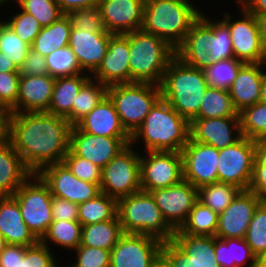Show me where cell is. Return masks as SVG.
<instances>
[{
    "label": "cell",
    "instance_id": "65",
    "mask_svg": "<svg viewBox=\"0 0 266 267\" xmlns=\"http://www.w3.org/2000/svg\"><path fill=\"white\" fill-rule=\"evenodd\" d=\"M256 267H266V249L256 257Z\"/></svg>",
    "mask_w": 266,
    "mask_h": 267
},
{
    "label": "cell",
    "instance_id": "6",
    "mask_svg": "<svg viewBox=\"0 0 266 267\" xmlns=\"http://www.w3.org/2000/svg\"><path fill=\"white\" fill-rule=\"evenodd\" d=\"M117 216L123 233L150 235L162 242L171 241L175 233L150 192L141 190L117 200Z\"/></svg>",
    "mask_w": 266,
    "mask_h": 267
},
{
    "label": "cell",
    "instance_id": "58",
    "mask_svg": "<svg viewBox=\"0 0 266 267\" xmlns=\"http://www.w3.org/2000/svg\"><path fill=\"white\" fill-rule=\"evenodd\" d=\"M19 266V245L6 244L0 252V267Z\"/></svg>",
    "mask_w": 266,
    "mask_h": 267
},
{
    "label": "cell",
    "instance_id": "29",
    "mask_svg": "<svg viewBox=\"0 0 266 267\" xmlns=\"http://www.w3.org/2000/svg\"><path fill=\"white\" fill-rule=\"evenodd\" d=\"M90 77V74L83 73L55 78L48 113L67 118L71 114L77 94Z\"/></svg>",
    "mask_w": 266,
    "mask_h": 267
},
{
    "label": "cell",
    "instance_id": "8",
    "mask_svg": "<svg viewBox=\"0 0 266 267\" xmlns=\"http://www.w3.org/2000/svg\"><path fill=\"white\" fill-rule=\"evenodd\" d=\"M28 229L40 240L53 221L52 194L48 185L33 173L13 195Z\"/></svg>",
    "mask_w": 266,
    "mask_h": 267
},
{
    "label": "cell",
    "instance_id": "15",
    "mask_svg": "<svg viewBox=\"0 0 266 267\" xmlns=\"http://www.w3.org/2000/svg\"><path fill=\"white\" fill-rule=\"evenodd\" d=\"M130 143L131 137L96 136L81 131L76 125L70 130L69 149L102 169Z\"/></svg>",
    "mask_w": 266,
    "mask_h": 267
},
{
    "label": "cell",
    "instance_id": "64",
    "mask_svg": "<svg viewBox=\"0 0 266 267\" xmlns=\"http://www.w3.org/2000/svg\"><path fill=\"white\" fill-rule=\"evenodd\" d=\"M259 101L262 103H266V67L264 69V77H263V82L261 86Z\"/></svg>",
    "mask_w": 266,
    "mask_h": 267
},
{
    "label": "cell",
    "instance_id": "38",
    "mask_svg": "<svg viewBox=\"0 0 266 267\" xmlns=\"http://www.w3.org/2000/svg\"><path fill=\"white\" fill-rule=\"evenodd\" d=\"M241 191L236 185L224 182H214L198 189V200L211 208L218 215L221 214Z\"/></svg>",
    "mask_w": 266,
    "mask_h": 267
},
{
    "label": "cell",
    "instance_id": "47",
    "mask_svg": "<svg viewBox=\"0 0 266 267\" xmlns=\"http://www.w3.org/2000/svg\"><path fill=\"white\" fill-rule=\"evenodd\" d=\"M17 13L3 20L23 41L30 46L42 29L38 20L31 14L23 11L20 7Z\"/></svg>",
    "mask_w": 266,
    "mask_h": 267
},
{
    "label": "cell",
    "instance_id": "50",
    "mask_svg": "<svg viewBox=\"0 0 266 267\" xmlns=\"http://www.w3.org/2000/svg\"><path fill=\"white\" fill-rule=\"evenodd\" d=\"M74 252L75 260L68 267H110V251L97 247L79 245Z\"/></svg>",
    "mask_w": 266,
    "mask_h": 267
},
{
    "label": "cell",
    "instance_id": "40",
    "mask_svg": "<svg viewBox=\"0 0 266 267\" xmlns=\"http://www.w3.org/2000/svg\"><path fill=\"white\" fill-rule=\"evenodd\" d=\"M244 64L234 57L211 63L203 70L205 80L210 87L229 90Z\"/></svg>",
    "mask_w": 266,
    "mask_h": 267
},
{
    "label": "cell",
    "instance_id": "66",
    "mask_svg": "<svg viewBox=\"0 0 266 267\" xmlns=\"http://www.w3.org/2000/svg\"><path fill=\"white\" fill-rule=\"evenodd\" d=\"M145 4L149 3V2H154V1H158V0H143ZM174 1H180V2H191V0H174Z\"/></svg>",
    "mask_w": 266,
    "mask_h": 267
},
{
    "label": "cell",
    "instance_id": "53",
    "mask_svg": "<svg viewBox=\"0 0 266 267\" xmlns=\"http://www.w3.org/2000/svg\"><path fill=\"white\" fill-rule=\"evenodd\" d=\"M161 267H198L191 258L171 240L164 241L161 248Z\"/></svg>",
    "mask_w": 266,
    "mask_h": 267
},
{
    "label": "cell",
    "instance_id": "51",
    "mask_svg": "<svg viewBox=\"0 0 266 267\" xmlns=\"http://www.w3.org/2000/svg\"><path fill=\"white\" fill-rule=\"evenodd\" d=\"M248 190L266 200V140L257 141L253 175Z\"/></svg>",
    "mask_w": 266,
    "mask_h": 267
},
{
    "label": "cell",
    "instance_id": "59",
    "mask_svg": "<svg viewBox=\"0 0 266 267\" xmlns=\"http://www.w3.org/2000/svg\"><path fill=\"white\" fill-rule=\"evenodd\" d=\"M56 1L62 13L67 15L70 11L98 5L100 0H56Z\"/></svg>",
    "mask_w": 266,
    "mask_h": 267
},
{
    "label": "cell",
    "instance_id": "25",
    "mask_svg": "<svg viewBox=\"0 0 266 267\" xmlns=\"http://www.w3.org/2000/svg\"><path fill=\"white\" fill-rule=\"evenodd\" d=\"M0 236L6 244L30 247L39 240L23 221L18 202L12 196H0Z\"/></svg>",
    "mask_w": 266,
    "mask_h": 267
},
{
    "label": "cell",
    "instance_id": "62",
    "mask_svg": "<svg viewBox=\"0 0 266 267\" xmlns=\"http://www.w3.org/2000/svg\"><path fill=\"white\" fill-rule=\"evenodd\" d=\"M257 23L258 32L264 49L266 50V13L253 14Z\"/></svg>",
    "mask_w": 266,
    "mask_h": 267
},
{
    "label": "cell",
    "instance_id": "23",
    "mask_svg": "<svg viewBox=\"0 0 266 267\" xmlns=\"http://www.w3.org/2000/svg\"><path fill=\"white\" fill-rule=\"evenodd\" d=\"M202 12L193 23L182 44L176 49V56L185 64L204 70L211 63L208 42L211 38V18Z\"/></svg>",
    "mask_w": 266,
    "mask_h": 267
},
{
    "label": "cell",
    "instance_id": "9",
    "mask_svg": "<svg viewBox=\"0 0 266 267\" xmlns=\"http://www.w3.org/2000/svg\"><path fill=\"white\" fill-rule=\"evenodd\" d=\"M128 144L103 169L101 193L116 200L141 191L140 152Z\"/></svg>",
    "mask_w": 266,
    "mask_h": 267
},
{
    "label": "cell",
    "instance_id": "12",
    "mask_svg": "<svg viewBox=\"0 0 266 267\" xmlns=\"http://www.w3.org/2000/svg\"><path fill=\"white\" fill-rule=\"evenodd\" d=\"M162 244L150 235L123 233L110 251V267H161Z\"/></svg>",
    "mask_w": 266,
    "mask_h": 267
},
{
    "label": "cell",
    "instance_id": "56",
    "mask_svg": "<svg viewBox=\"0 0 266 267\" xmlns=\"http://www.w3.org/2000/svg\"><path fill=\"white\" fill-rule=\"evenodd\" d=\"M53 220L78 221V204L52 196Z\"/></svg>",
    "mask_w": 266,
    "mask_h": 267
},
{
    "label": "cell",
    "instance_id": "52",
    "mask_svg": "<svg viewBox=\"0 0 266 267\" xmlns=\"http://www.w3.org/2000/svg\"><path fill=\"white\" fill-rule=\"evenodd\" d=\"M20 76L19 72H0V108L9 111L16 104Z\"/></svg>",
    "mask_w": 266,
    "mask_h": 267
},
{
    "label": "cell",
    "instance_id": "17",
    "mask_svg": "<svg viewBox=\"0 0 266 267\" xmlns=\"http://www.w3.org/2000/svg\"><path fill=\"white\" fill-rule=\"evenodd\" d=\"M166 222L176 231L188 218L198 201V189L188 181L150 191Z\"/></svg>",
    "mask_w": 266,
    "mask_h": 267
},
{
    "label": "cell",
    "instance_id": "31",
    "mask_svg": "<svg viewBox=\"0 0 266 267\" xmlns=\"http://www.w3.org/2000/svg\"><path fill=\"white\" fill-rule=\"evenodd\" d=\"M71 28L70 18L64 14L51 25L42 27L31 48L46 57L55 49L67 47Z\"/></svg>",
    "mask_w": 266,
    "mask_h": 267
},
{
    "label": "cell",
    "instance_id": "35",
    "mask_svg": "<svg viewBox=\"0 0 266 267\" xmlns=\"http://www.w3.org/2000/svg\"><path fill=\"white\" fill-rule=\"evenodd\" d=\"M219 215L211 208L197 201L189 212L188 218L174 234H189L195 236H215Z\"/></svg>",
    "mask_w": 266,
    "mask_h": 267
},
{
    "label": "cell",
    "instance_id": "13",
    "mask_svg": "<svg viewBox=\"0 0 266 267\" xmlns=\"http://www.w3.org/2000/svg\"><path fill=\"white\" fill-rule=\"evenodd\" d=\"M140 153L141 190L150 192L176 185L183 180L181 152L145 151Z\"/></svg>",
    "mask_w": 266,
    "mask_h": 267
},
{
    "label": "cell",
    "instance_id": "60",
    "mask_svg": "<svg viewBox=\"0 0 266 267\" xmlns=\"http://www.w3.org/2000/svg\"><path fill=\"white\" fill-rule=\"evenodd\" d=\"M249 13H266V0H237Z\"/></svg>",
    "mask_w": 266,
    "mask_h": 267
},
{
    "label": "cell",
    "instance_id": "27",
    "mask_svg": "<svg viewBox=\"0 0 266 267\" xmlns=\"http://www.w3.org/2000/svg\"><path fill=\"white\" fill-rule=\"evenodd\" d=\"M265 66L266 63H245L238 71L229 89L234 108L238 113L259 102Z\"/></svg>",
    "mask_w": 266,
    "mask_h": 267
},
{
    "label": "cell",
    "instance_id": "39",
    "mask_svg": "<svg viewBox=\"0 0 266 267\" xmlns=\"http://www.w3.org/2000/svg\"><path fill=\"white\" fill-rule=\"evenodd\" d=\"M242 136L255 141L266 140V103L258 102L239 113Z\"/></svg>",
    "mask_w": 266,
    "mask_h": 267
},
{
    "label": "cell",
    "instance_id": "61",
    "mask_svg": "<svg viewBox=\"0 0 266 267\" xmlns=\"http://www.w3.org/2000/svg\"><path fill=\"white\" fill-rule=\"evenodd\" d=\"M8 116L9 112L0 108V145L5 142L8 137Z\"/></svg>",
    "mask_w": 266,
    "mask_h": 267
},
{
    "label": "cell",
    "instance_id": "44",
    "mask_svg": "<svg viewBox=\"0 0 266 267\" xmlns=\"http://www.w3.org/2000/svg\"><path fill=\"white\" fill-rule=\"evenodd\" d=\"M31 46L0 19V51L20 69Z\"/></svg>",
    "mask_w": 266,
    "mask_h": 267
},
{
    "label": "cell",
    "instance_id": "43",
    "mask_svg": "<svg viewBox=\"0 0 266 267\" xmlns=\"http://www.w3.org/2000/svg\"><path fill=\"white\" fill-rule=\"evenodd\" d=\"M16 7L34 16L42 27L49 26L64 14L56 0H13Z\"/></svg>",
    "mask_w": 266,
    "mask_h": 267
},
{
    "label": "cell",
    "instance_id": "5",
    "mask_svg": "<svg viewBox=\"0 0 266 267\" xmlns=\"http://www.w3.org/2000/svg\"><path fill=\"white\" fill-rule=\"evenodd\" d=\"M202 12L193 2H149L145 4L142 29L158 36L176 50Z\"/></svg>",
    "mask_w": 266,
    "mask_h": 267
},
{
    "label": "cell",
    "instance_id": "67",
    "mask_svg": "<svg viewBox=\"0 0 266 267\" xmlns=\"http://www.w3.org/2000/svg\"><path fill=\"white\" fill-rule=\"evenodd\" d=\"M6 245L4 239L0 236V252L4 249V246Z\"/></svg>",
    "mask_w": 266,
    "mask_h": 267
},
{
    "label": "cell",
    "instance_id": "20",
    "mask_svg": "<svg viewBox=\"0 0 266 267\" xmlns=\"http://www.w3.org/2000/svg\"><path fill=\"white\" fill-rule=\"evenodd\" d=\"M105 30L111 34H126L142 29L144 22L143 0H100Z\"/></svg>",
    "mask_w": 266,
    "mask_h": 267
},
{
    "label": "cell",
    "instance_id": "18",
    "mask_svg": "<svg viewBox=\"0 0 266 267\" xmlns=\"http://www.w3.org/2000/svg\"><path fill=\"white\" fill-rule=\"evenodd\" d=\"M263 200L250 190H241L218 217L215 236L245 239L247 229L258 205Z\"/></svg>",
    "mask_w": 266,
    "mask_h": 267
},
{
    "label": "cell",
    "instance_id": "28",
    "mask_svg": "<svg viewBox=\"0 0 266 267\" xmlns=\"http://www.w3.org/2000/svg\"><path fill=\"white\" fill-rule=\"evenodd\" d=\"M33 173L7 139L0 145V196H12Z\"/></svg>",
    "mask_w": 266,
    "mask_h": 267
},
{
    "label": "cell",
    "instance_id": "49",
    "mask_svg": "<svg viewBox=\"0 0 266 267\" xmlns=\"http://www.w3.org/2000/svg\"><path fill=\"white\" fill-rule=\"evenodd\" d=\"M67 16L70 18L72 27L80 28L82 31H106L98 5L70 11Z\"/></svg>",
    "mask_w": 266,
    "mask_h": 267
},
{
    "label": "cell",
    "instance_id": "63",
    "mask_svg": "<svg viewBox=\"0 0 266 267\" xmlns=\"http://www.w3.org/2000/svg\"><path fill=\"white\" fill-rule=\"evenodd\" d=\"M0 72H19V68L6 56V53L0 51Z\"/></svg>",
    "mask_w": 266,
    "mask_h": 267
},
{
    "label": "cell",
    "instance_id": "4",
    "mask_svg": "<svg viewBox=\"0 0 266 267\" xmlns=\"http://www.w3.org/2000/svg\"><path fill=\"white\" fill-rule=\"evenodd\" d=\"M130 83L159 85L176 50L156 35L138 29L128 33Z\"/></svg>",
    "mask_w": 266,
    "mask_h": 267
},
{
    "label": "cell",
    "instance_id": "3",
    "mask_svg": "<svg viewBox=\"0 0 266 267\" xmlns=\"http://www.w3.org/2000/svg\"><path fill=\"white\" fill-rule=\"evenodd\" d=\"M208 87L203 70L185 64L177 56L169 63L160 84L161 97L189 122L199 114Z\"/></svg>",
    "mask_w": 266,
    "mask_h": 267
},
{
    "label": "cell",
    "instance_id": "46",
    "mask_svg": "<svg viewBox=\"0 0 266 267\" xmlns=\"http://www.w3.org/2000/svg\"><path fill=\"white\" fill-rule=\"evenodd\" d=\"M53 254L52 249L40 241L30 247L19 245L18 267H60V261L57 262Z\"/></svg>",
    "mask_w": 266,
    "mask_h": 267
},
{
    "label": "cell",
    "instance_id": "34",
    "mask_svg": "<svg viewBox=\"0 0 266 267\" xmlns=\"http://www.w3.org/2000/svg\"><path fill=\"white\" fill-rule=\"evenodd\" d=\"M107 89L108 86L90 77L77 94L71 114L66 120L72 126L76 125L107 96Z\"/></svg>",
    "mask_w": 266,
    "mask_h": 267
},
{
    "label": "cell",
    "instance_id": "16",
    "mask_svg": "<svg viewBox=\"0 0 266 267\" xmlns=\"http://www.w3.org/2000/svg\"><path fill=\"white\" fill-rule=\"evenodd\" d=\"M183 180L195 188L218 181L217 165L219 150L213 146L192 141L190 138L181 150Z\"/></svg>",
    "mask_w": 266,
    "mask_h": 267
},
{
    "label": "cell",
    "instance_id": "24",
    "mask_svg": "<svg viewBox=\"0 0 266 267\" xmlns=\"http://www.w3.org/2000/svg\"><path fill=\"white\" fill-rule=\"evenodd\" d=\"M55 78L50 75H21L16 104L9 113L48 112Z\"/></svg>",
    "mask_w": 266,
    "mask_h": 267
},
{
    "label": "cell",
    "instance_id": "55",
    "mask_svg": "<svg viewBox=\"0 0 266 267\" xmlns=\"http://www.w3.org/2000/svg\"><path fill=\"white\" fill-rule=\"evenodd\" d=\"M19 73L27 76L49 75L45 56L30 48L28 55L25 57L19 69Z\"/></svg>",
    "mask_w": 266,
    "mask_h": 267
},
{
    "label": "cell",
    "instance_id": "37",
    "mask_svg": "<svg viewBox=\"0 0 266 267\" xmlns=\"http://www.w3.org/2000/svg\"><path fill=\"white\" fill-rule=\"evenodd\" d=\"M239 117L229 90L208 87L202 98L199 114L195 118Z\"/></svg>",
    "mask_w": 266,
    "mask_h": 267
},
{
    "label": "cell",
    "instance_id": "2",
    "mask_svg": "<svg viewBox=\"0 0 266 267\" xmlns=\"http://www.w3.org/2000/svg\"><path fill=\"white\" fill-rule=\"evenodd\" d=\"M189 130L190 122L161 97L131 136V144L143 142L144 152H181L190 138Z\"/></svg>",
    "mask_w": 266,
    "mask_h": 267
},
{
    "label": "cell",
    "instance_id": "11",
    "mask_svg": "<svg viewBox=\"0 0 266 267\" xmlns=\"http://www.w3.org/2000/svg\"><path fill=\"white\" fill-rule=\"evenodd\" d=\"M257 141L242 136L233 145L219 150L218 181L248 190L256 158Z\"/></svg>",
    "mask_w": 266,
    "mask_h": 267
},
{
    "label": "cell",
    "instance_id": "22",
    "mask_svg": "<svg viewBox=\"0 0 266 267\" xmlns=\"http://www.w3.org/2000/svg\"><path fill=\"white\" fill-rule=\"evenodd\" d=\"M111 35L107 31L89 32L71 28L68 46L85 73L91 75L98 68L105 57Z\"/></svg>",
    "mask_w": 266,
    "mask_h": 267
},
{
    "label": "cell",
    "instance_id": "10",
    "mask_svg": "<svg viewBox=\"0 0 266 267\" xmlns=\"http://www.w3.org/2000/svg\"><path fill=\"white\" fill-rule=\"evenodd\" d=\"M234 2L238 4V19L233 20L234 16L227 11L222 12L223 17L220 18L229 28L234 58L244 63H266V50L262 45L254 15L237 1Z\"/></svg>",
    "mask_w": 266,
    "mask_h": 267
},
{
    "label": "cell",
    "instance_id": "19",
    "mask_svg": "<svg viewBox=\"0 0 266 267\" xmlns=\"http://www.w3.org/2000/svg\"><path fill=\"white\" fill-rule=\"evenodd\" d=\"M128 33L112 34L105 57L90 75L106 86L130 83Z\"/></svg>",
    "mask_w": 266,
    "mask_h": 267
},
{
    "label": "cell",
    "instance_id": "26",
    "mask_svg": "<svg viewBox=\"0 0 266 267\" xmlns=\"http://www.w3.org/2000/svg\"><path fill=\"white\" fill-rule=\"evenodd\" d=\"M76 126L83 132L105 137H131L123 127L113 102L106 96Z\"/></svg>",
    "mask_w": 266,
    "mask_h": 267
},
{
    "label": "cell",
    "instance_id": "21",
    "mask_svg": "<svg viewBox=\"0 0 266 267\" xmlns=\"http://www.w3.org/2000/svg\"><path fill=\"white\" fill-rule=\"evenodd\" d=\"M190 139L216 149L233 145L241 137L239 117L194 118L190 121Z\"/></svg>",
    "mask_w": 266,
    "mask_h": 267
},
{
    "label": "cell",
    "instance_id": "48",
    "mask_svg": "<svg viewBox=\"0 0 266 267\" xmlns=\"http://www.w3.org/2000/svg\"><path fill=\"white\" fill-rule=\"evenodd\" d=\"M63 163L77 178L89 183H101L102 168L87 159L76 156L70 149L64 156Z\"/></svg>",
    "mask_w": 266,
    "mask_h": 267
},
{
    "label": "cell",
    "instance_id": "45",
    "mask_svg": "<svg viewBox=\"0 0 266 267\" xmlns=\"http://www.w3.org/2000/svg\"><path fill=\"white\" fill-rule=\"evenodd\" d=\"M245 240L256 257L266 249V200L256 208Z\"/></svg>",
    "mask_w": 266,
    "mask_h": 267
},
{
    "label": "cell",
    "instance_id": "32",
    "mask_svg": "<svg viewBox=\"0 0 266 267\" xmlns=\"http://www.w3.org/2000/svg\"><path fill=\"white\" fill-rule=\"evenodd\" d=\"M122 234L121 224L116 216L108 221L83 226L81 245L111 251Z\"/></svg>",
    "mask_w": 266,
    "mask_h": 267
},
{
    "label": "cell",
    "instance_id": "42",
    "mask_svg": "<svg viewBox=\"0 0 266 267\" xmlns=\"http://www.w3.org/2000/svg\"><path fill=\"white\" fill-rule=\"evenodd\" d=\"M208 42L212 63L234 57L229 28L219 18L211 20V38Z\"/></svg>",
    "mask_w": 266,
    "mask_h": 267
},
{
    "label": "cell",
    "instance_id": "33",
    "mask_svg": "<svg viewBox=\"0 0 266 267\" xmlns=\"http://www.w3.org/2000/svg\"><path fill=\"white\" fill-rule=\"evenodd\" d=\"M82 228L79 221L53 220L39 241L50 249L54 244V247L73 251L81 244Z\"/></svg>",
    "mask_w": 266,
    "mask_h": 267
},
{
    "label": "cell",
    "instance_id": "57",
    "mask_svg": "<svg viewBox=\"0 0 266 267\" xmlns=\"http://www.w3.org/2000/svg\"><path fill=\"white\" fill-rule=\"evenodd\" d=\"M215 260L221 267H235V262L232 260L231 245L215 236Z\"/></svg>",
    "mask_w": 266,
    "mask_h": 267
},
{
    "label": "cell",
    "instance_id": "1",
    "mask_svg": "<svg viewBox=\"0 0 266 267\" xmlns=\"http://www.w3.org/2000/svg\"><path fill=\"white\" fill-rule=\"evenodd\" d=\"M72 125L48 112L9 113L8 137L22 162L32 173L63 162L69 151Z\"/></svg>",
    "mask_w": 266,
    "mask_h": 267
},
{
    "label": "cell",
    "instance_id": "54",
    "mask_svg": "<svg viewBox=\"0 0 266 267\" xmlns=\"http://www.w3.org/2000/svg\"><path fill=\"white\" fill-rule=\"evenodd\" d=\"M227 245H231L232 260L235 267H256V256L251 251L245 239L226 238Z\"/></svg>",
    "mask_w": 266,
    "mask_h": 267
},
{
    "label": "cell",
    "instance_id": "7",
    "mask_svg": "<svg viewBox=\"0 0 266 267\" xmlns=\"http://www.w3.org/2000/svg\"><path fill=\"white\" fill-rule=\"evenodd\" d=\"M107 96L113 102L123 127L132 136L161 98V88L152 83L114 84L108 86Z\"/></svg>",
    "mask_w": 266,
    "mask_h": 267
},
{
    "label": "cell",
    "instance_id": "30",
    "mask_svg": "<svg viewBox=\"0 0 266 267\" xmlns=\"http://www.w3.org/2000/svg\"><path fill=\"white\" fill-rule=\"evenodd\" d=\"M172 241L198 267H221L215 260V236L174 234Z\"/></svg>",
    "mask_w": 266,
    "mask_h": 267
},
{
    "label": "cell",
    "instance_id": "36",
    "mask_svg": "<svg viewBox=\"0 0 266 267\" xmlns=\"http://www.w3.org/2000/svg\"><path fill=\"white\" fill-rule=\"evenodd\" d=\"M116 216L117 200L104 193L78 204V221L82 226L108 221Z\"/></svg>",
    "mask_w": 266,
    "mask_h": 267
},
{
    "label": "cell",
    "instance_id": "68",
    "mask_svg": "<svg viewBox=\"0 0 266 267\" xmlns=\"http://www.w3.org/2000/svg\"><path fill=\"white\" fill-rule=\"evenodd\" d=\"M11 1L13 0H0V7L2 6H5L8 2L10 3ZM5 4V5H4Z\"/></svg>",
    "mask_w": 266,
    "mask_h": 267
},
{
    "label": "cell",
    "instance_id": "41",
    "mask_svg": "<svg viewBox=\"0 0 266 267\" xmlns=\"http://www.w3.org/2000/svg\"><path fill=\"white\" fill-rule=\"evenodd\" d=\"M46 63L48 73L51 77H65L85 73L69 46L55 49L51 54L47 55Z\"/></svg>",
    "mask_w": 266,
    "mask_h": 267
},
{
    "label": "cell",
    "instance_id": "14",
    "mask_svg": "<svg viewBox=\"0 0 266 267\" xmlns=\"http://www.w3.org/2000/svg\"><path fill=\"white\" fill-rule=\"evenodd\" d=\"M37 174L48 185L52 196L73 203L86 202L101 193L100 183L77 178L63 162L47 165Z\"/></svg>",
    "mask_w": 266,
    "mask_h": 267
}]
</instances>
